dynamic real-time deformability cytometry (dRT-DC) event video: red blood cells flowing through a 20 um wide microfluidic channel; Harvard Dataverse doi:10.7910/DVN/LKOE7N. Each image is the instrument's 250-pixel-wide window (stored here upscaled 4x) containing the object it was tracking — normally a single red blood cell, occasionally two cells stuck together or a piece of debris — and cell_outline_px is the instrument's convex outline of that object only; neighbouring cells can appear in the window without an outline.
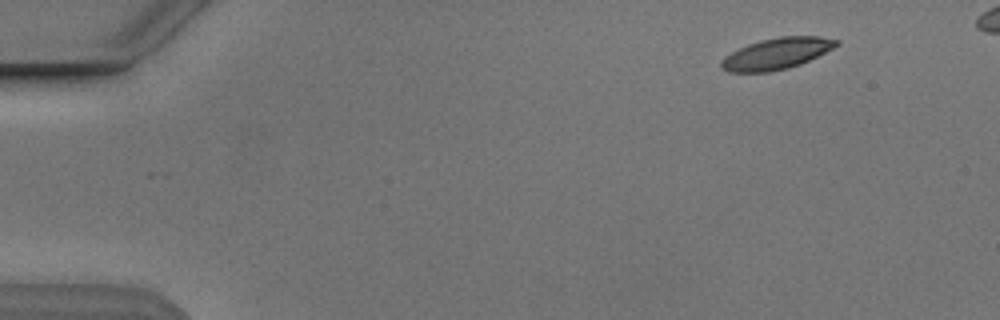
{"species": "Egyptian fruit bat (a non-hibernating species)", "species_latin": "Rousettus aegyptiacus", "temperature_condition": "cold", "stored_images_in_passage": 48, "camera_frame_rate_fps": 3000, "um_per_image_px": 0.085, "animal": {"sex": "male"}, "frame": {"image": 1, "passage_image": 1, "time_ms": 0.0, "image_size_px": [1000, 320], "cell_outline_px": [[840, 44], [800, 64], [788, 68], [768, 72], [728, 72], [720, 68], [720, 60], [724, 56], [748, 44], [760, 40], [780, 36], [820, 36], [840, 40]], "centroid_in_image_um": [65.98, 4.55], "position_along_channel_um": 19.0, "area_um2": 20.92}}
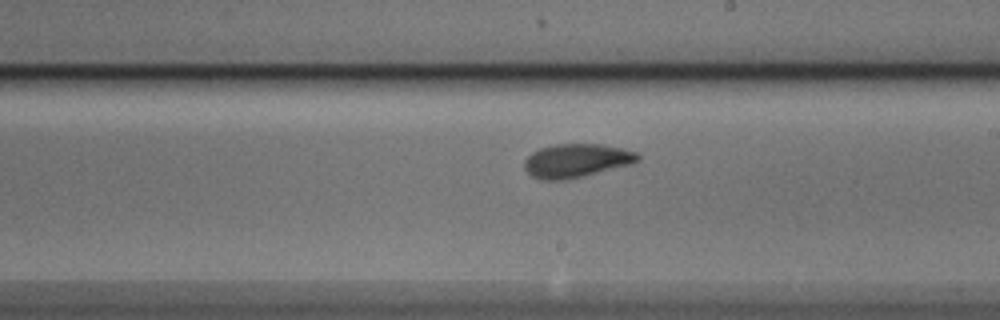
{"frame": {"image": 2, "passage_image": 27, "time_ms": 8.667, "image_size_px": [1000, 320], "cell_outline_px": [[640, 160], [632, 164], [568, 180], [540, 180], [532, 176], [524, 168], [524, 160], [532, 152], [540, 148], [556, 144], [600, 144], [620, 148], [636, 152], [640, 156]], "centroid_in_image_um": [48.99, 13.66], "position_along_channel_um": 240.0, "area_um2": 22.31}}
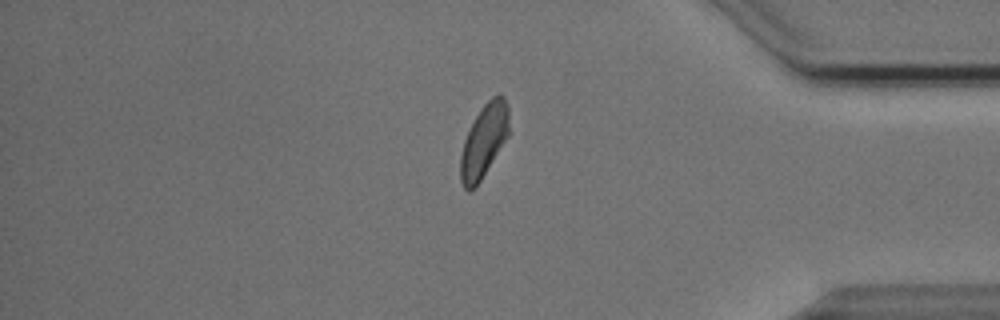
{"frame": {"image": 3, "passage_image": 41, "time_ms": 13.333, "image_size_px": [1000, 320], "cell_outline_px": [[508, 136], [476, 188], [468, 192], [464, 188], [460, 180], [460, 156], [464, 140], [480, 108], [496, 92], [504, 96], [508, 104]], "centroid_in_image_um": [41.13, 11.98], "position_along_channel_um": 394.1, "area_um2": 20.75}, "authors_computed_cell_mechanics": {"area_um2": 21.386, "velocity_mm_per_s": 3.809, "shape_relaxation_time_tau1_ms": 2.6033, "shape_relaxation_time_tau2_ms": 3.2966, "deformation_change_tau1": 0.1105, "deformation_change_tau2": 0.0906}}